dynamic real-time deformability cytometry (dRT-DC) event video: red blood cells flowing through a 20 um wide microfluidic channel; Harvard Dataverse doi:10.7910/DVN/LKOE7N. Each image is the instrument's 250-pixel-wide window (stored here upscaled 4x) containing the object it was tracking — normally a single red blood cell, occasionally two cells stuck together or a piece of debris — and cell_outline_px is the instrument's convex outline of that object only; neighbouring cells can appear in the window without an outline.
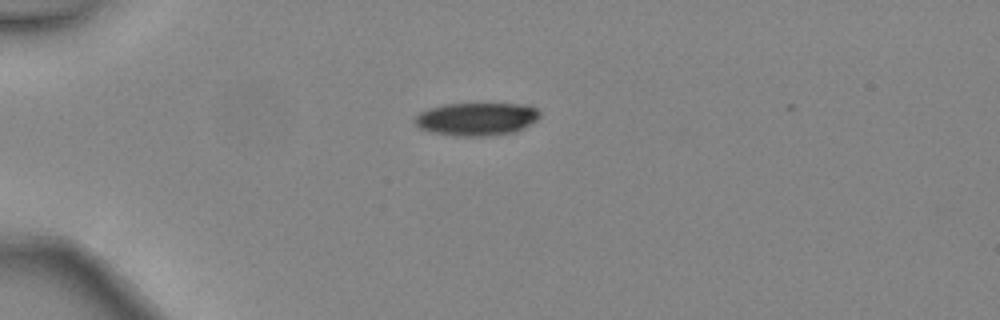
{"species": "common noctule bat (a hibernating species)", "species_latin": "Nyctalus noctula", "temperature_condition": "warm", "stored_images_in_passage": 2, "camera_frame_rate_fps": 3000, "um_per_image_px": 0.085, "animal": {"sex": "female", "body_mass_g": 24.6, "forearm_length_mm": 56.2}, "frame": {"image": 1, "passage_image": 1, "time_ms": 0.0, "image_size_px": [1000, 320], "cell_outline_px": [[540, 116], [536, 120], [524, 128], [516, 132], [492, 136], [452, 136], [432, 132], [420, 128], [412, 120], [420, 112], [428, 108], [444, 104], [528, 104], [536, 108], [540, 112]], "centroid_in_image_um": [40.52, 10.12], "position_along_channel_um": 44.5, "area_um2": 24.28}}